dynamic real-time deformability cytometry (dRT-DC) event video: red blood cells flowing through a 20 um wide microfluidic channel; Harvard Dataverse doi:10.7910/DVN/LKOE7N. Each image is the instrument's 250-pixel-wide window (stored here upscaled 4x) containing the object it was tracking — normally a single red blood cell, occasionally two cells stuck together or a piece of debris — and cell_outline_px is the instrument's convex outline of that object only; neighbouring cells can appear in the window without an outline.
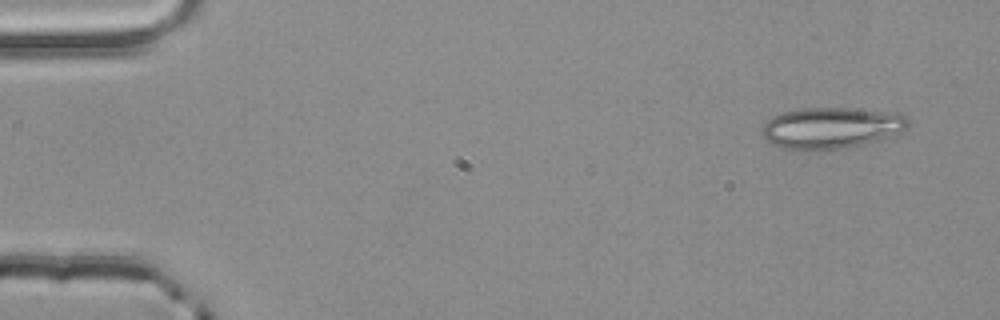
{"species": "common noctule bat (a hibernating species)", "species_latin": "Nyctalus noctula", "temperature_condition": "room temperature", "stored_images_in_passage": 4, "camera_frame_rate_fps": 3000, "um_per_image_px": 0.085, "animal": {"sex": "male", "body_mass_g": 20.4}, "frame": {"image": 1, "passage_image": 1, "time_ms": 0.0, "image_size_px": [1000, 320], "cell_outline_px": [[908, 128], [848, 148], [784, 148], [772, 144], [760, 136], [760, 132], [764, 124], [772, 116], [784, 112], [800, 108], [852, 108], [900, 112], [908, 120]], "centroid_in_image_um": [70.6, 10.82], "position_along_channel_um": 14.4, "area_um2": 34.39}}